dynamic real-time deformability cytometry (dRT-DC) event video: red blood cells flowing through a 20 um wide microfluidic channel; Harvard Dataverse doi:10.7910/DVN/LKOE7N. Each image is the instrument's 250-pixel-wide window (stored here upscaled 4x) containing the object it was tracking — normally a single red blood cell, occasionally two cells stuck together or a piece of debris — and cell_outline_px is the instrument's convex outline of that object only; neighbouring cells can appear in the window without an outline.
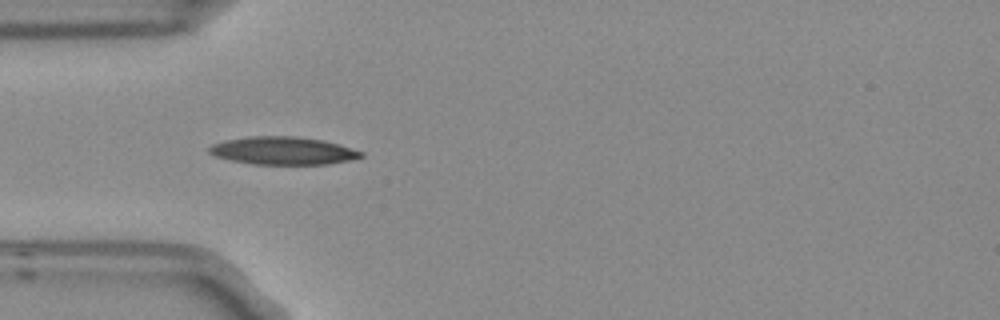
{"species": "Egyptian fruit bat (a non-hibernating species)", "species_latin": "Rousettus aegyptiacus", "temperature_condition": "room temperature", "stored_images_in_passage": 7, "camera_frame_rate_fps": 3000, "um_per_image_px": 0.085, "frame": {"image": 1, "passage_image": 3, "time_ms": 0.667, "image_size_px": [1000, 320], "cell_outline_px": [[364, 156], [348, 160], [328, 164], [252, 164], [232, 160], [216, 156], [208, 152], [208, 148], [212, 144], [228, 140], [252, 136], [292, 136], [324, 140], [364, 152]], "centroid_in_image_um": [24.06, 12.81], "position_along_channel_um": 60.9, "area_um2": 24.33}}
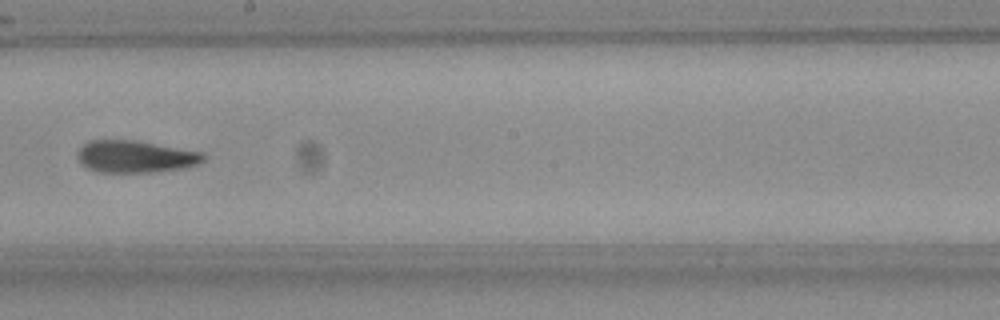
{"frame": {"image": 2, "passage_image": 7, "time_ms": 2.0, "image_size_px": [1000, 320], "cell_outline_px": [[208, 156], [204, 160], [196, 164], [184, 168], [152, 172], [100, 172], [88, 168], [76, 156], [80, 148], [88, 140], [132, 140], [204, 152]], "centroid_in_image_um": [11.54, 13.31], "position_along_channel_um": 236.7, "area_um2": 23.41}}